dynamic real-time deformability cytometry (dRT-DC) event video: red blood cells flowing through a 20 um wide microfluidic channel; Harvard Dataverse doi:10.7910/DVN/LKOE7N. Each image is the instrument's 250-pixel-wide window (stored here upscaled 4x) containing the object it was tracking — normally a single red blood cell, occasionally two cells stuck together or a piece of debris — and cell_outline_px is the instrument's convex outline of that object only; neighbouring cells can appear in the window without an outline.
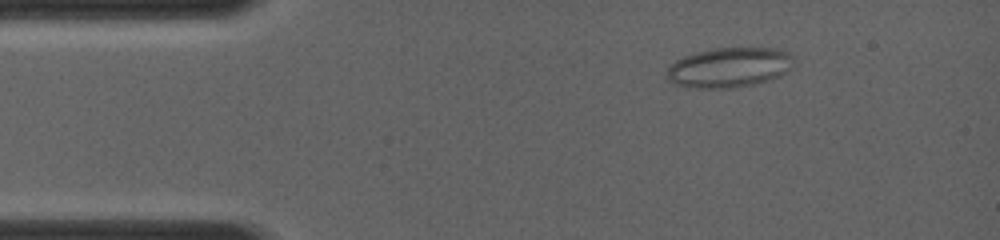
{"species": "common noctule bat (a hibernating species)", "species_latin": "Nyctalus noctula", "temperature_condition": "room temperature", "stored_images_in_passage": 5, "camera_frame_rate_fps": 4000, "um_per_image_px": 0.085, "animal": {"sex": "female", "body_mass_g": 19.0, "forearm_length_mm": 56.7}, "frame": {"image": 1, "passage_image": 3, "time_ms": 1.5, "image_size_px": [1000, 240], "cell_outline_px": [[792, 68], [788, 72], [772, 80], [756, 84], [736, 88], [684, 88], [672, 84], [664, 76], [668, 64], [684, 56], [696, 52], [712, 48], [776, 48], [788, 52], [792, 56]], "centroid_in_image_um": [61.93, 5.76], "position_along_channel_um": 23.1, "area_um2": 30.35}}